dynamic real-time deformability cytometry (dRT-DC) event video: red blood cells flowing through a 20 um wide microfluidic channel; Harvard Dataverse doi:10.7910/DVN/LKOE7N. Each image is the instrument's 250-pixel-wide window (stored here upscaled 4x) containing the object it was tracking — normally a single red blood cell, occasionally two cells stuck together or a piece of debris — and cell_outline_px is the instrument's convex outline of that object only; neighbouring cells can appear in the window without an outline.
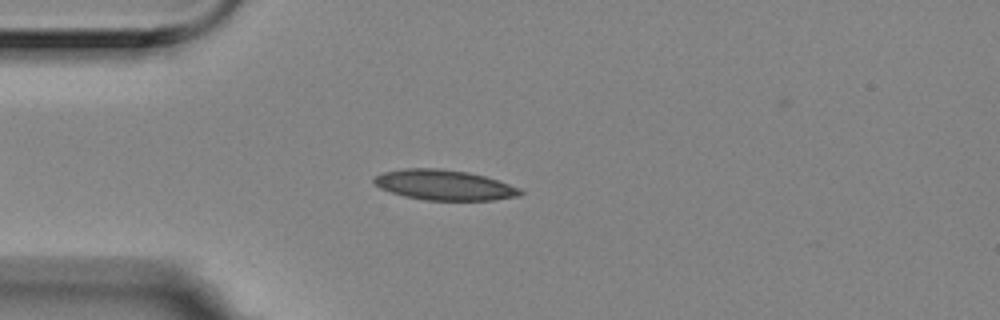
{"species": "Egyptian fruit bat (a non-hibernating species)", "species_latin": "Rousettus aegyptiacus", "temperature_condition": "room temperature", "stored_images_in_passage": 5, "camera_frame_rate_fps": 3000, "um_per_image_px": 0.085, "animal": {"sex": "female"}, "frame": {"image": 1, "passage_image": 3, "time_ms": 0.667, "image_size_px": [1000, 320], "cell_outline_px": [[524, 192], [520, 196], [492, 200], [424, 200], [404, 196], [380, 188], [372, 180], [376, 176], [384, 172], [404, 168], [440, 168], [468, 172], [484, 176], [520, 188]], "centroid_in_image_um": [37.76, 15.72], "position_along_channel_um": 47.2, "area_um2": 25.66}}
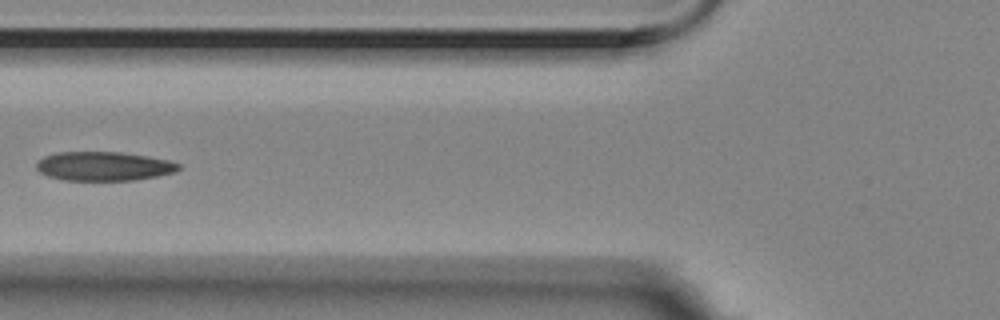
{"frame": {"image": 2, "passage_image": 5, "time_ms": 1.333, "image_size_px": [1000, 320], "cell_outline_px": [[180, 168], [176, 172], [156, 176], [132, 180], [64, 180], [48, 176], [40, 172], [36, 168], [36, 164], [44, 156], [56, 152], [120, 152], [148, 156], [168, 160], [180, 164]], "centroid_in_image_um": [8.82, 14.12], "position_along_channel_um": 117.0, "area_um2": 23.99}}